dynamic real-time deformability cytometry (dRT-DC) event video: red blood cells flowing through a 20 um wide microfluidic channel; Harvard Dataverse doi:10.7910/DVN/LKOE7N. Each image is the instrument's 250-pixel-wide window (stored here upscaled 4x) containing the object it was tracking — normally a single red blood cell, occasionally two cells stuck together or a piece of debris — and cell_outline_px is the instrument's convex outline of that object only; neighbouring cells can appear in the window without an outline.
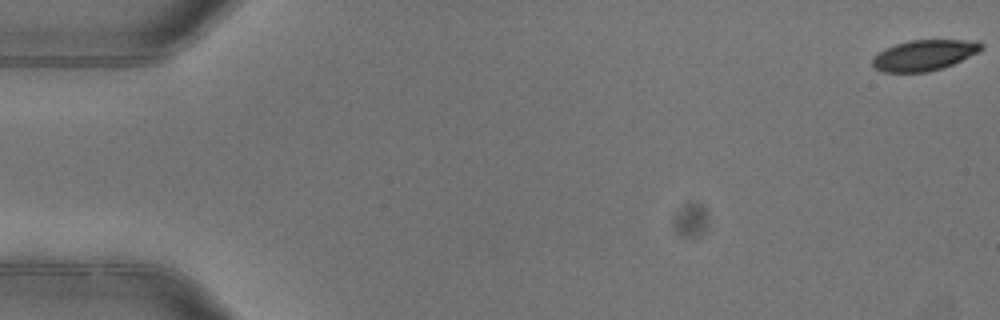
{"species": "common noctule bat (a hibernating species)", "species_latin": "Nyctalus noctula", "temperature_condition": "warm", "stored_images_in_passage": 4, "camera_frame_rate_fps": 3000, "um_per_image_px": 0.085, "animal": {"sex": "female"}, "frame": {"image": 1, "passage_image": 1, "time_ms": 0.0, "image_size_px": [1000, 320], "cell_outline_px": [[984, 48], [980, 52], [944, 68], [928, 72], [884, 72], [872, 68], [872, 56], [884, 48], [908, 40], [976, 40], [984, 44]], "centroid_in_image_um": [78.56, 4.69], "position_along_channel_um": 6.4, "area_um2": 19.88}}